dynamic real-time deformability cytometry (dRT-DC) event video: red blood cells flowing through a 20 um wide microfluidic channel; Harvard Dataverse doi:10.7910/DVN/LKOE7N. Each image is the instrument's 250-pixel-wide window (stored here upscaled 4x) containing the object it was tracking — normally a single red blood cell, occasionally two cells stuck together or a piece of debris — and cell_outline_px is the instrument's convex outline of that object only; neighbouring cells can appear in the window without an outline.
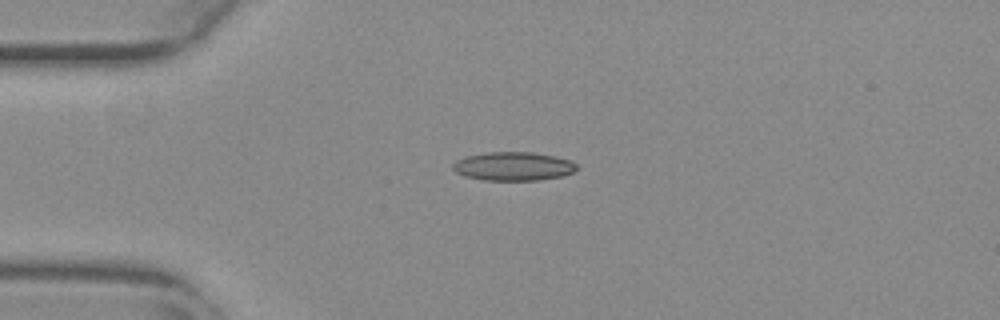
{"species": "common noctule bat (a hibernating species)", "species_latin": "Nyctalus noctula", "temperature_condition": "warm", "stored_images_in_passage": 42, "camera_frame_rate_fps": 3000, "um_per_image_px": 0.085, "animal": {"sex": "female", "body_mass_g": 29.2, "forearm_length_mm": 56.3}, "frame": {"image": 1, "passage_image": 1, "time_ms": 0.0, "image_size_px": [1000, 320], "cell_outline_px": [[580, 168], [572, 172], [560, 176], [540, 180], [484, 180], [464, 176], [456, 172], [452, 168], [452, 164], [456, 160], [468, 156], [488, 152], [532, 152], [556, 156], [568, 160], [576, 164]], "centroid_in_image_um": [43.63, 14.13], "position_along_channel_um": 41.4, "area_um2": 20.63}}
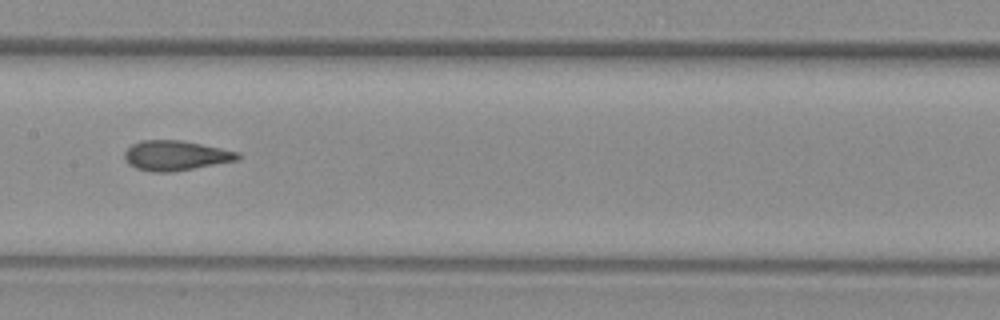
{"frame": {"image": 2, "passage_image": 15, "time_ms": 4.667, "image_size_px": [1000, 320], "cell_outline_px": [[240, 160], [172, 172], [152, 172], [136, 168], [128, 164], [124, 160], [124, 152], [132, 144], [140, 140], [180, 140], [240, 152]], "centroid_in_image_um": [14.92, 13.23], "position_along_channel_um": 192.5, "area_um2": 19.83}}
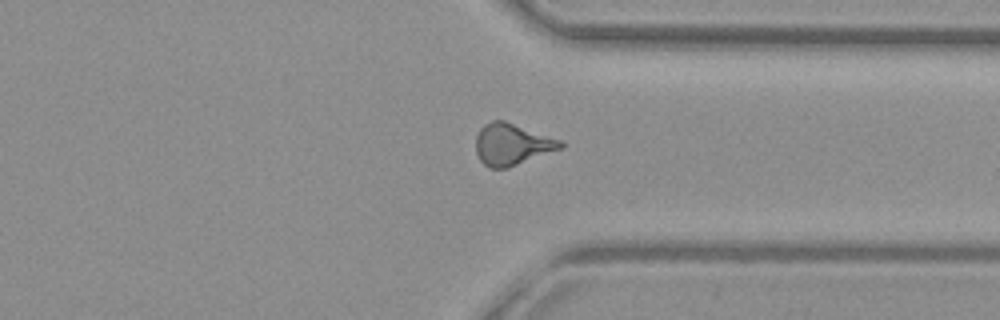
{"frame": {"image": 3, "passage_image": 29, "time_ms": 9.333, "image_size_px": [1000, 320], "cell_outline_px": [[564, 148], [508, 168], [488, 168], [480, 160], [476, 152], [476, 136], [480, 128], [484, 124], [492, 120], [504, 120], [560, 140], [564, 144]], "centroid_in_image_um": [43.51, 12.28], "position_along_channel_um": 367.9, "area_um2": 20.58}, "authors_computed_cell_mechanics": {"area_um2": 19.8254, "velocity_mm_per_s": 3.7857, "shape_relaxation_time_tau1_ms": 9.7111, "shape_relaxation_time_tau2_ms": 1.6311, "deformation_change_tau1": 0.22, "deformation_change_tau2": 0.0842}}